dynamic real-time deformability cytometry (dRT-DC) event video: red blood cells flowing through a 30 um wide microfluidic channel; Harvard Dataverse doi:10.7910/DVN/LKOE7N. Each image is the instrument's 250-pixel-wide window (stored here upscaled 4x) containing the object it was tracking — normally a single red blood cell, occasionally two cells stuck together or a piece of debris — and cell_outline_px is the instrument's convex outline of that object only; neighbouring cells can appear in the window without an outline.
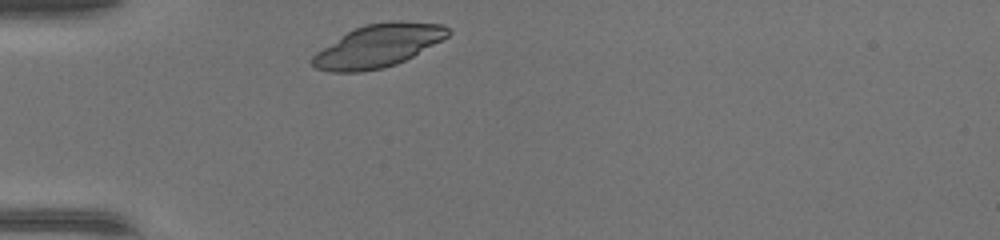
{"species": "common noctule bat (a hibernating species)", "species_latin": "Nyctalus noctula", "temperature_condition": "warm", "stored_images_in_passage": 28, "camera_frame_rate_fps": 3000, "um_per_image_px": 0.085, "animal": {"sex": "female", "body_mass_g": 17.0, "forearm_length_mm": 48.0}, "frame": {"image": 1, "passage_image": 1, "time_ms": 0.0, "image_size_px": [1000, 240], "cell_outline_px": [[452, 32], [448, 36], [412, 56], [396, 64], [384, 68], [360, 72], [328, 72], [316, 68], [308, 60], [316, 52], [348, 32], [356, 28], [368, 24], [392, 20], [400, 20], [444, 24]], "centroid_in_image_um": [32.14, 3.89], "position_along_channel_um": 52.9, "area_um2": 33.64}}